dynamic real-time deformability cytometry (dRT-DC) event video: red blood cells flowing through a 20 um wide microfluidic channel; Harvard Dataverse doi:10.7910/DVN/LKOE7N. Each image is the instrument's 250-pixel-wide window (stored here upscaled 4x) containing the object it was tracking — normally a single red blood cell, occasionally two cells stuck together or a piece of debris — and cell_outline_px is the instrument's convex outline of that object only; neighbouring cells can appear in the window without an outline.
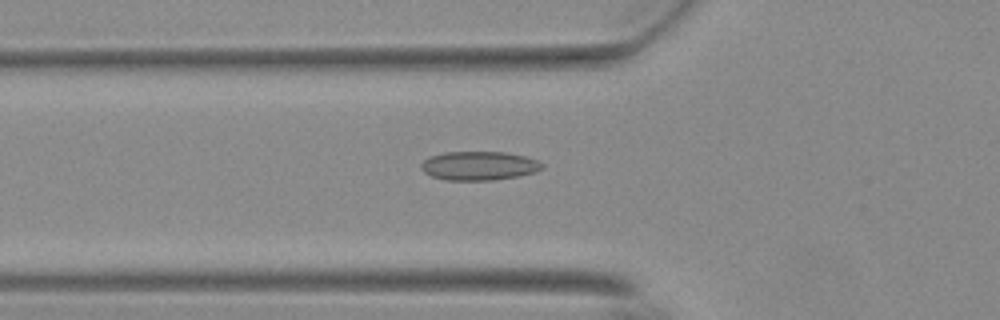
{"species": "Egyptian fruit bat (a non-hibernating species)", "species_latin": "Rousettus aegyptiacus", "temperature_condition": "warm", "stored_images_in_passage": 56, "camera_frame_rate_fps": 3000, "um_per_image_px": 0.085, "animal": {"sex": "female"}, "frame": {"image": 1, "passage_image": 20, "time_ms": 6.333, "image_size_px": [1000, 320], "cell_outline_px": [[544, 168], [536, 172], [520, 176], [492, 180], [448, 180], [432, 176], [424, 172], [420, 168], [420, 164], [428, 156], [444, 152], [504, 152], [524, 156], [536, 160], [544, 164]], "centroid_in_image_um": [40.71, 14.09], "position_along_channel_um": 85.1, "area_um2": 20.46}}
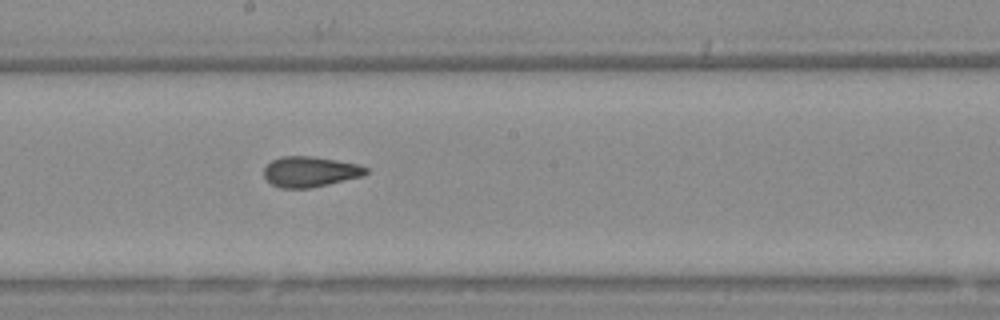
{"frame": {"image": 2, "passage_image": 31, "time_ms": 10.0, "image_size_px": [1000, 320], "cell_outline_px": [[368, 172], [364, 176], [328, 184], [308, 188], [280, 188], [272, 184], [264, 176], [264, 168], [272, 160], [284, 156], [312, 156], [360, 164], [368, 168]], "centroid_in_image_um": [26.39, 14.59], "position_along_channel_um": 221.8, "area_um2": 18.09}}
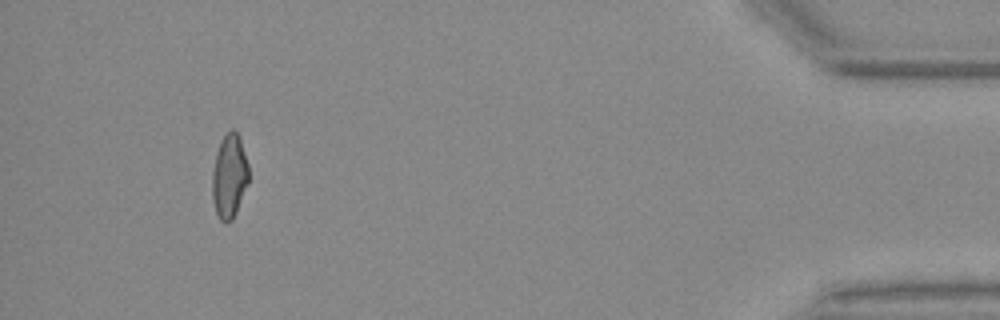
{"frame": {"image": 3, "passage_image": 52, "time_ms": 17.0, "image_size_px": [1000, 320], "cell_outline_px": [[248, 184], [236, 212], [232, 220], [220, 220], [216, 212], [212, 200], [212, 172], [216, 152], [220, 140], [232, 128], [236, 132], [240, 140], [248, 164]], "centroid_in_image_um": [19.48, 14.97], "position_along_channel_um": 415.7, "area_um2": 17.69}, "authors_computed_cell_mechanics": {"area_um2": 18.2937, "velocity_mm_per_s": 3.7173, "shape_relaxation_time_tau1_ms": null, "shape_relaxation_time_tau2_ms": 1.6016, "deformation_change_tau1": null, "deformation_change_tau2": 0.0727}}